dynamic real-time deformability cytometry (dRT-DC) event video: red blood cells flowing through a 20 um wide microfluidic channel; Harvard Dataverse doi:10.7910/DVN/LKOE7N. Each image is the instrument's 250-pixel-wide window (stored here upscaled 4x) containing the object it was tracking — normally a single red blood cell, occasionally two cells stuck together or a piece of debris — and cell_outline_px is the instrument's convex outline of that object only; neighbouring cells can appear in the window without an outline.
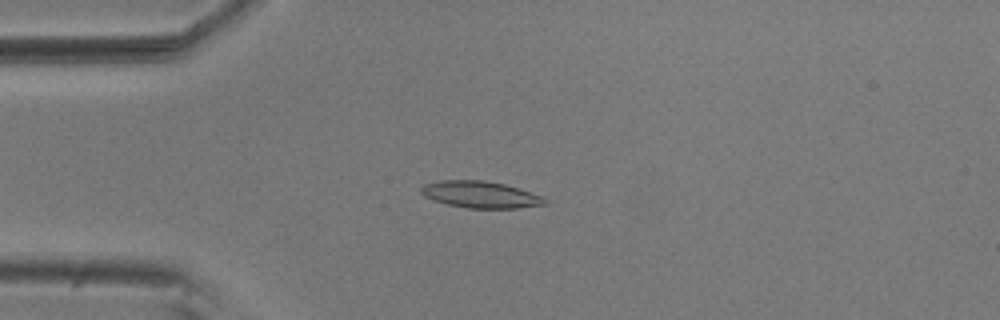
{"species": "common noctule bat (a hibernating species)", "species_latin": "Nyctalus noctula", "temperature_condition": "room temperature", "stored_images_in_passage": 54, "camera_frame_rate_fps": 3000, "um_per_image_px": 0.085, "animal": {"sex": "male", "body_mass_g": 20.5, "forearm_length_mm": 52.5}, "frame": {"image": 1, "passage_image": 13, "time_ms": 4.0, "image_size_px": [1000, 320], "cell_outline_px": [[548, 204], [516, 208], [468, 208], [448, 204], [424, 196], [420, 192], [420, 188], [424, 184], [440, 180], [484, 180], [504, 184], [520, 188], [544, 196], [548, 200]], "centroid_in_image_um": [40.89, 16.53], "position_along_channel_um": 44.1, "area_um2": 19.36}}
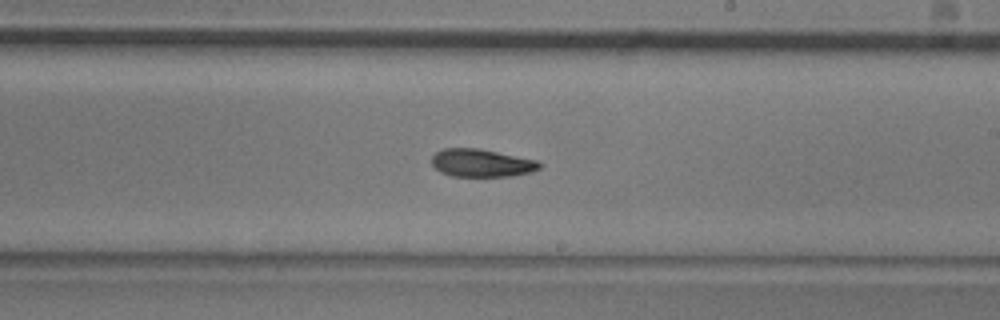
{"frame": {"image": 2, "passage_image": 31, "time_ms": 10.0, "image_size_px": [1000, 320], "cell_outline_px": [[544, 164], [540, 168], [532, 172], [512, 176], [452, 176], [440, 172], [432, 164], [432, 156], [436, 152], [444, 148], [476, 148], [540, 160]], "centroid_in_image_um": [40.98, 13.85], "position_along_channel_um": 248.0, "area_um2": 17.63}}
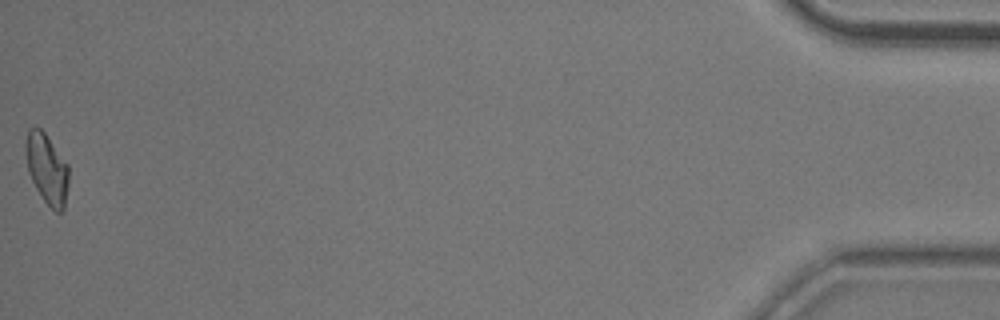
{"frame": {"image": 3, "passage_image": 54, "time_ms": 17.667, "image_size_px": [1000, 320], "cell_outline_px": [[68, 184], [64, 208], [60, 212], [56, 212], [44, 200], [36, 188], [28, 172], [24, 148], [24, 144], [28, 128], [40, 128], [44, 132], [68, 164]], "centroid_in_image_um": [3.96, 14.32], "position_along_channel_um": 431.2, "area_um2": 17.51}, "authors_computed_cell_mechanics": {"area_um2": 18.0914, "velocity_mm_per_s": 3.6887, "shape_relaxation_time_tau1_ms": 5.2579, "shape_relaxation_time_tau2_ms": 8.9669, "deformation_change_tau1": 0.1517, "deformation_change_tau2": 0.1391}}